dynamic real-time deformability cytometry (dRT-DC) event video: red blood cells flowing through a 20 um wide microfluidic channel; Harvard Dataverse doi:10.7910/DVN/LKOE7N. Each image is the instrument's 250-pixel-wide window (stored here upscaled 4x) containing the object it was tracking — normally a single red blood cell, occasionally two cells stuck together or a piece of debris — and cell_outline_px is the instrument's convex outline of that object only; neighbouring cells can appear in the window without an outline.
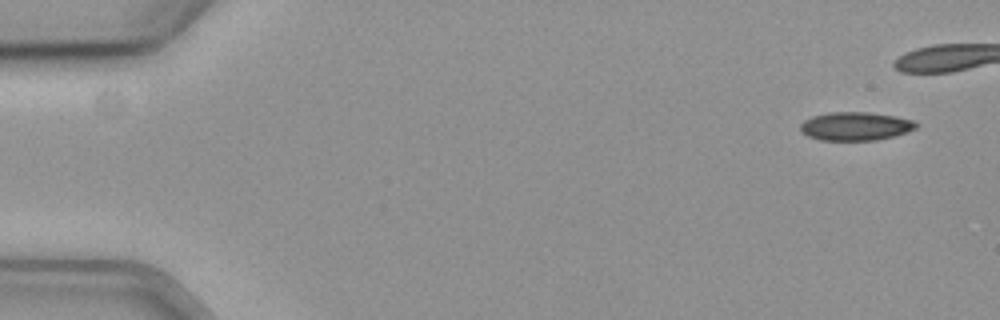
{"species": "common noctule bat (a hibernating species)", "species_latin": "Nyctalus noctula", "temperature_condition": "cold", "stored_images_in_passage": 16, "camera_frame_rate_fps": 3000, "um_per_image_px": 0.085, "animal": {"sex": "female", "body_mass_g": 19.3, "forearm_length_mm": 54.1}, "frame": {"image": 1, "passage_image": 1, "time_ms": 0.0, "image_size_px": [1000, 320], "cell_outline_px": [[920, 124], [916, 128], [892, 136], [876, 140], [820, 140], [808, 136], [800, 132], [800, 124], [804, 120], [812, 116], [828, 112], [868, 112], [892, 116], [912, 120]], "centroid_in_image_um": [72.66, 10.72], "position_along_channel_um": 12.3, "area_um2": 19.07}}